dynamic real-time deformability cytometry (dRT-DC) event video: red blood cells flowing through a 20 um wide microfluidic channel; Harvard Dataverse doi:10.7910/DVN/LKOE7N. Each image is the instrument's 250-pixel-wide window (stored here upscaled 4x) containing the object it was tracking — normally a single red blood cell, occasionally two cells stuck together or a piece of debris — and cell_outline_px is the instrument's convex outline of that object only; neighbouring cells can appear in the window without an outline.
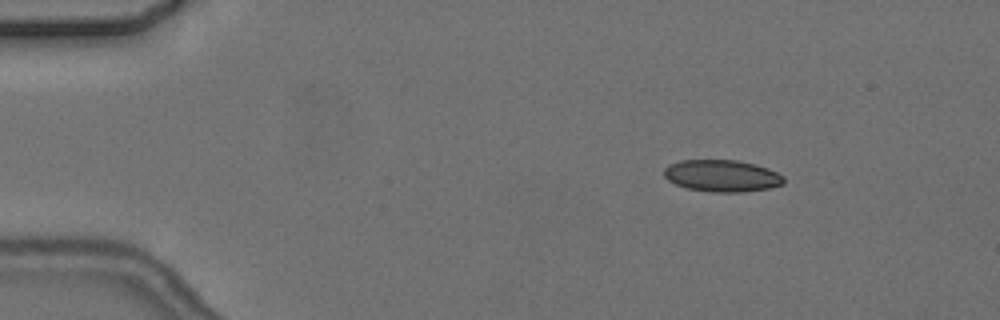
{"species": "common noctule bat (a hibernating species)", "species_latin": "Nyctalus noctula", "temperature_condition": "cold", "stored_images_in_passage": 4, "camera_frame_rate_fps": 3000, "um_per_image_px": 0.085, "animal": {"sex": "female", "body_mass_g": 24.6, "forearm_length_mm": 56.2}, "frame": {"image": 1, "passage_image": 1, "time_ms": 0.0, "image_size_px": [1000, 320], "cell_outline_px": [[784, 184], [768, 188], [744, 192], [712, 192], [688, 188], [676, 184], [668, 180], [664, 176], [664, 168], [668, 164], [680, 160], [736, 160], [756, 164], [768, 168], [784, 176]], "centroid_in_image_um": [61.37, 14.94], "position_along_channel_um": 23.6, "area_um2": 22.31}}
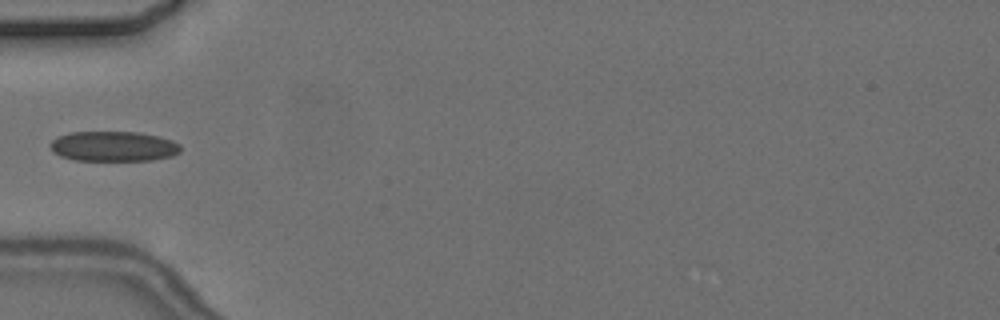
{"frame": {"image": 2, "passage_image": 4, "time_ms": 3.667, "image_size_px": [1000, 320], "cell_outline_px": [[180, 152], [172, 156], [152, 160], [76, 160], [60, 156], [52, 152], [48, 144], [56, 136], [68, 132], [140, 132], [160, 136], [172, 140], [180, 144]], "centroid_in_image_um": [9.62, 12.43], "position_along_channel_um": 75.4, "area_um2": 23.12}}